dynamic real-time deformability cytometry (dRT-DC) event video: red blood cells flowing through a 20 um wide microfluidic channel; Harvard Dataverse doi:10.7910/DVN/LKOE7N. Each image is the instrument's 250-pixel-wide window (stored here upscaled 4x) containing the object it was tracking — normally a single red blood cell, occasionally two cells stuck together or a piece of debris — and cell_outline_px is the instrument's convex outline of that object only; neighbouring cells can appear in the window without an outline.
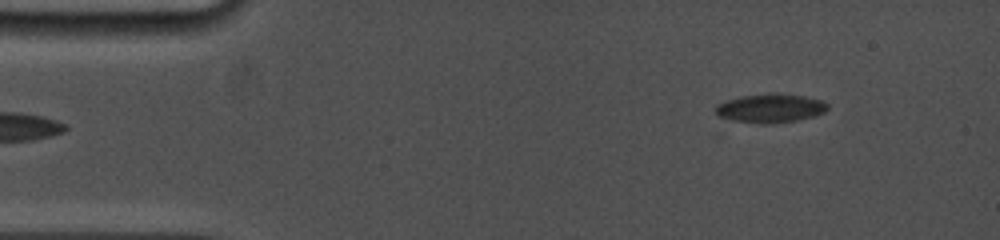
{"species": "common noctule bat (a hibernating species)", "species_latin": "Nyctalus noctula", "temperature_condition": "cold", "stored_images_in_passage": 8, "camera_frame_rate_fps": 5000, "um_per_image_px": 0.085, "animal": {"sex": "female", "body_mass_g": 19.0, "forearm_length_mm": 53.3}, "frame": {"image": 1, "passage_image": 4, "time_ms": 3.4, "image_size_px": [1000, 240], "cell_outline_px": [[828, 108], [824, 112], [812, 116], [796, 120], [772, 124], [760, 124], [732, 120], [720, 116], [716, 112], [716, 104], [724, 100], [744, 96], [772, 92], [776, 92], [804, 96], [824, 100], [828, 104]], "centroid_in_image_um": [65.49, 9.18], "position_along_channel_um": 19.5, "area_um2": 18.96}}
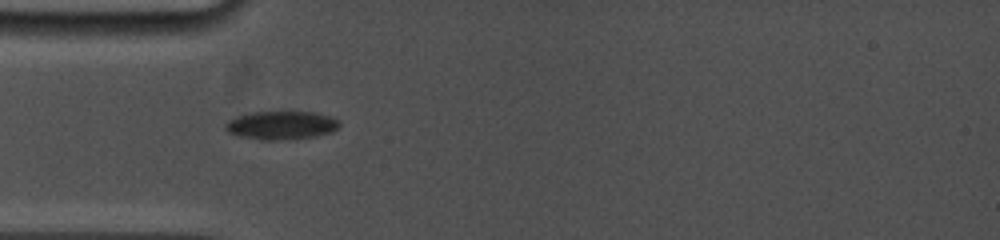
{"frame": {"image": 2, "passage_image": 7, "time_ms": 6.8, "image_size_px": [1000, 240], "cell_outline_px": [[340, 124], [332, 132], [316, 136], [272, 140], [260, 140], [240, 136], [228, 132], [224, 128], [224, 124], [228, 120], [236, 116], [252, 112], [316, 112], [340, 120]], "centroid_in_image_um": [23.88, 10.64], "position_along_channel_um": 61.1, "area_um2": 18.79}}
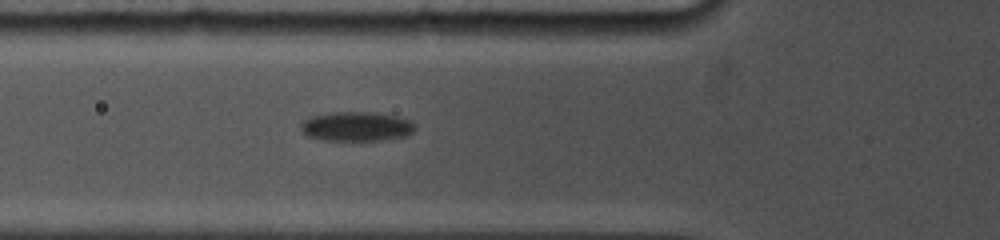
{"frame": {"image": 3, "passage_image": 8, "time_ms": 7.8, "image_size_px": [1000, 240], "cell_outline_px": [[416, 128], [408, 136], [380, 140], [324, 140], [308, 136], [300, 128], [300, 124], [304, 120], [312, 116], [328, 112], [376, 112], [396, 116], [412, 120], [416, 124]], "centroid_in_image_um": [30.34, 10.74], "position_along_channel_um": 95.5, "area_um2": 19.77}}